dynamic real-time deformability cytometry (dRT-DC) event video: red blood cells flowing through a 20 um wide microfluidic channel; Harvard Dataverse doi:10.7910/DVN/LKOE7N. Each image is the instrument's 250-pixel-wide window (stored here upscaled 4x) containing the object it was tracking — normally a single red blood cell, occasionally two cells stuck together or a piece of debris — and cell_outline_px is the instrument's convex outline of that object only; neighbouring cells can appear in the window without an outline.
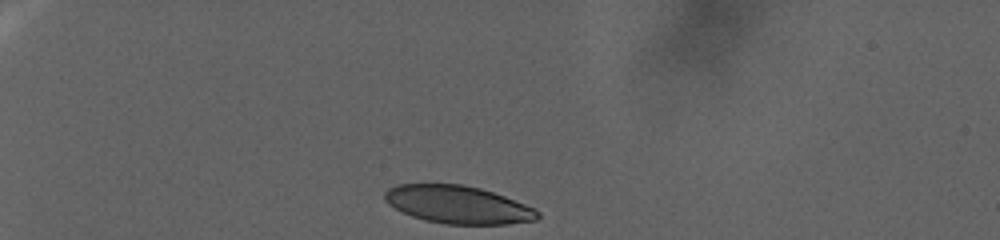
{"species": "human", "species_latin": "Homo sapiens", "temperature_condition": "warm", "stored_images_in_passage": 80, "camera_frame_rate_fps": 3000, "um_per_image_px": 0.085, "donor": {"sex": "female"}, "frame": {"image": 1, "passage_image": 1, "time_ms": 0.0, "image_size_px": [1000, 240], "cell_outline_px": [[540, 216], [536, 220], [508, 224], [444, 224], [424, 220], [412, 216], [388, 204], [384, 200], [384, 192], [388, 188], [396, 184], [460, 184], [480, 188], [504, 196], [524, 204], [540, 212]], "centroid_in_image_um": [38.9, 17.39], "position_along_channel_um": 46.1, "area_um2": 33.58}}
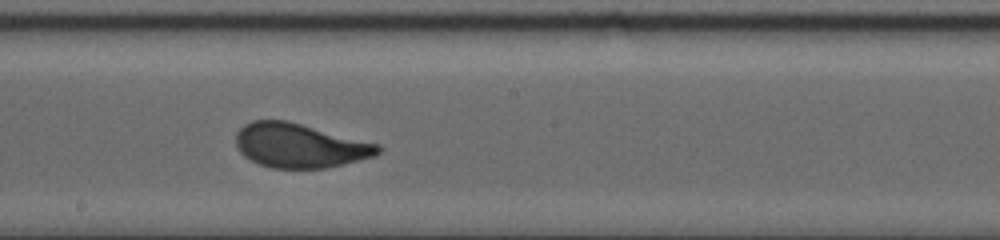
{"frame": {"image": 2, "passage_image": 43, "time_ms": 14.0, "image_size_px": [1000, 240], "cell_outline_px": [[384, 148], [380, 152], [372, 156], [328, 168], [272, 168], [260, 164], [244, 156], [236, 148], [236, 132], [244, 124], [252, 120], [288, 120], [380, 144]], "centroid_in_image_um": [25.47, 12.36], "position_along_channel_um": 222.7, "area_um2": 36.76}}
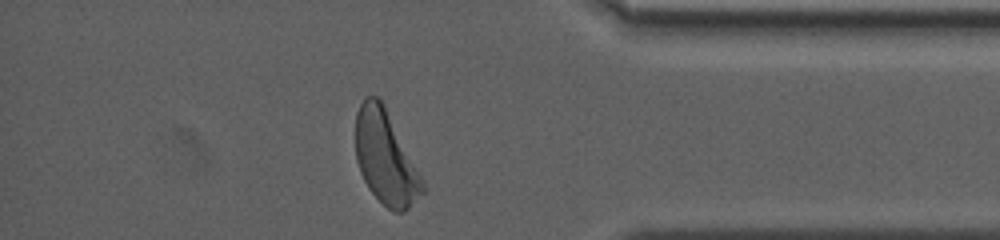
{"frame": {"image": 3, "passage_image": 76, "time_ms": 25.0, "image_size_px": [1000, 240], "cell_outline_px": [[424, 192], [404, 212], [392, 212], [368, 188], [360, 172], [356, 160], [356, 112], [364, 96], [376, 96], [384, 104], [424, 184]], "centroid_in_image_um": [32.74, 13.4], "position_along_channel_um": 402.5, "area_um2": 35.72}}